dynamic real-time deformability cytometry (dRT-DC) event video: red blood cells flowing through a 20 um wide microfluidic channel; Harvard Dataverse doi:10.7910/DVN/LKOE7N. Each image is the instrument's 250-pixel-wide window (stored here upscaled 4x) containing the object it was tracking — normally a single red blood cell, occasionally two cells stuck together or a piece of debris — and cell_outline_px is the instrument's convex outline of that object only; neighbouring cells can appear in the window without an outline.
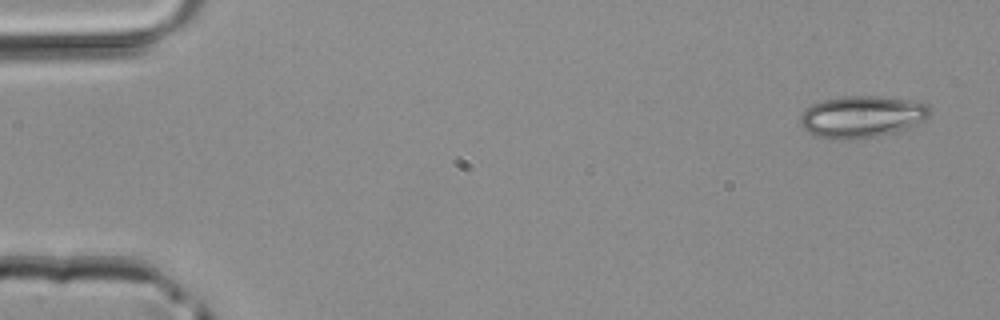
{"species": "common noctule bat (a hibernating species)", "species_latin": "Nyctalus noctula", "temperature_condition": "room temperature", "stored_images_in_passage": 3, "camera_frame_rate_fps": 3000, "um_per_image_px": 0.085, "animal": {"sex": "male", "body_mass_g": 20.4}, "frame": {"image": 1, "passage_image": 1, "time_ms": 0.0, "image_size_px": [1000, 320], "cell_outline_px": [[932, 112], [924, 120], [908, 128], [876, 136], [848, 140], [836, 140], [816, 136], [808, 132], [800, 124], [800, 116], [812, 104], [824, 100], [840, 96], [880, 96], [912, 100], [928, 104], [932, 108]], "centroid_in_image_um": [73.28, 9.91], "position_along_channel_um": 11.7, "area_um2": 31.73}}